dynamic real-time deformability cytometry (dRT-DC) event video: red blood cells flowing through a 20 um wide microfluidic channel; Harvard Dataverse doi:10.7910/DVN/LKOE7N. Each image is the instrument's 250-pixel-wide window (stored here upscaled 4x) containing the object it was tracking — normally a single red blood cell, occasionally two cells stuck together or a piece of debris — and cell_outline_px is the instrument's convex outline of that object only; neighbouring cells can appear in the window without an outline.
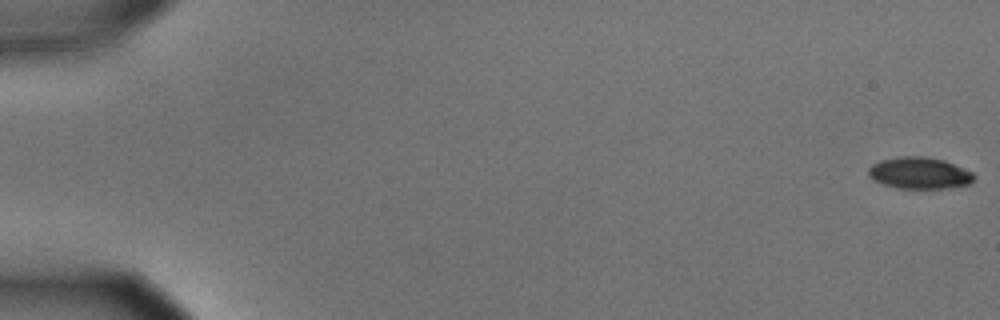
{"species": "common noctule bat (a hibernating species)", "species_latin": "Nyctalus noctula", "temperature_condition": "cold", "stored_images_in_passage": 17, "camera_frame_rate_fps": 3000, "um_per_image_px": 0.085, "animal": {"sex": "male", "body_mass_g": 15.6}, "frame": {"image": 1, "passage_image": 1, "time_ms": 0.0, "image_size_px": [1000, 320], "cell_outline_px": [[976, 176], [968, 184], [944, 188], [896, 188], [872, 180], [868, 176], [868, 168], [872, 164], [880, 160], [900, 156], [924, 156], [944, 160], [972, 172]], "centroid_in_image_um": [78.1, 14.7], "position_along_channel_um": 6.9, "area_um2": 19.42}}